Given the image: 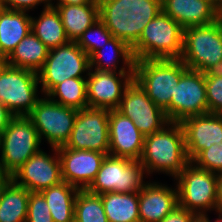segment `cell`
Here are the masks:
<instances>
[{
  "instance_id": "6da1fadb",
  "label": "cell",
  "mask_w": 222,
  "mask_h": 222,
  "mask_svg": "<svg viewBox=\"0 0 222 222\" xmlns=\"http://www.w3.org/2000/svg\"><path fill=\"white\" fill-rule=\"evenodd\" d=\"M99 19L130 48L139 40L144 27L162 11L161 0H98Z\"/></svg>"
},
{
  "instance_id": "7a4b0ae2",
  "label": "cell",
  "mask_w": 222,
  "mask_h": 222,
  "mask_svg": "<svg viewBox=\"0 0 222 222\" xmlns=\"http://www.w3.org/2000/svg\"><path fill=\"white\" fill-rule=\"evenodd\" d=\"M139 161L145 175L163 172L175 179L190 162L181 123L169 122L160 131L146 136Z\"/></svg>"
},
{
  "instance_id": "3957f363",
  "label": "cell",
  "mask_w": 222,
  "mask_h": 222,
  "mask_svg": "<svg viewBox=\"0 0 222 222\" xmlns=\"http://www.w3.org/2000/svg\"><path fill=\"white\" fill-rule=\"evenodd\" d=\"M188 68L180 59H144L135 61L134 80L160 107L169 120V104L181 75Z\"/></svg>"
},
{
  "instance_id": "277c9868",
  "label": "cell",
  "mask_w": 222,
  "mask_h": 222,
  "mask_svg": "<svg viewBox=\"0 0 222 222\" xmlns=\"http://www.w3.org/2000/svg\"><path fill=\"white\" fill-rule=\"evenodd\" d=\"M180 60L191 70L222 71V17L208 25L184 29Z\"/></svg>"
},
{
  "instance_id": "5b68a950",
  "label": "cell",
  "mask_w": 222,
  "mask_h": 222,
  "mask_svg": "<svg viewBox=\"0 0 222 222\" xmlns=\"http://www.w3.org/2000/svg\"><path fill=\"white\" fill-rule=\"evenodd\" d=\"M184 29L165 12L160 11L145 27L131 48L137 60L180 59Z\"/></svg>"
},
{
  "instance_id": "8992f818",
  "label": "cell",
  "mask_w": 222,
  "mask_h": 222,
  "mask_svg": "<svg viewBox=\"0 0 222 222\" xmlns=\"http://www.w3.org/2000/svg\"><path fill=\"white\" fill-rule=\"evenodd\" d=\"M178 190V205L198 216L215 210L218 213V175L189 162L175 178Z\"/></svg>"
},
{
  "instance_id": "52a82bcc",
  "label": "cell",
  "mask_w": 222,
  "mask_h": 222,
  "mask_svg": "<svg viewBox=\"0 0 222 222\" xmlns=\"http://www.w3.org/2000/svg\"><path fill=\"white\" fill-rule=\"evenodd\" d=\"M41 140L27 116H14L0 134V169L13 175L29 158L38 153Z\"/></svg>"
},
{
  "instance_id": "ba28073f",
  "label": "cell",
  "mask_w": 222,
  "mask_h": 222,
  "mask_svg": "<svg viewBox=\"0 0 222 222\" xmlns=\"http://www.w3.org/2000/svg\"><path fill=\"white\" fill-rule=\"evenodd\" d=\"M89 70V56L76 41L50 49L43 67L38 72L40 92L46 95L55 85L66 79L87 78L82 74H88Z\"/></svg>"
},
{
  "instance_id": "9c48e42d",
  "label": "cell",
  "mask_w": 222,
  "mask_h": 222,
  "mask_svg": "<svg viewBox=\"0 0 222 222\" xmlns=\"http://www.w3.org/2000/svg\"><path fill=\"white\" fill-rule=\"evenodd\" d=\"M38 73L9 65L0 67V102L14 116H27L37 101Z\"/></svg>"
},
{
  "instance_id": "30bf717a",
  "label": "cell",
  "mask_w": 222,
  "mask_h": 222,
  "mask_svg": "<svg viewBox=\"0 0 222 222\" xmlns=\"http://www.w3.org/2000/svg\"><path fill=\"white\" fill-rule=\"evenodd\" d=\"M144 174L140 161L107 155L87 190L94 194L139 192L147 183Z\"/></svg>"
},
{
  "instance_id": "8fae6325",
  "label": "cell",
  "mask_w": 222,
  "mask_h": 222,
  "mask_svg": "<svg viewBox=\"0 0 222 222\" xmlns=\"http://www.w3.org/2000/svg\"><path fill=\"white\" fill-rule=\"evenodd\" d=\"M77 112V109L56 103L45 95L40 97L27 117L37 129L41 142L46 139L51 148H58L68 141Z\"/></svg>"
},
{
  "instance_id": "7c38bea8",
  "label": "cell",
  "mask_w": 222,
  "mask_h": 222,
  "mask_svg": "<svg viewBox=\"0 0 222 222\" xmlns=\"http://www.w3.org/2000/svg\"><path fill=\"white\" fill-rule=\"evenodd\" d=\"M67 147L109 155V110L84 108L78 110Z\"/></svg>"
},
{
  "instance_id": "4fadbf2b",
  "label": "cell",
  "mask_w": 222,
  "mask_h": 222,
  "mask_svg": "<svg viewBox=\"0 0 222 222\" xmlns=\"http://www.w3.org/2000/svg\"><path fill=\"white\" fill-rule=\"evenodd\" d=\"M208 113L205 74L187 69L175 86L169 104V122L181 123L188 117Z\"/></svg>"
},
{
  "instance_id": "5bb4252c",
  "label": "cell",
  "mask_w": 222,
  "mask_h": 222,
  "mask_svg": "<svg viewBox=\"0 0 222 222\" xmlns=\"http://www.w3.org/2000/svg\"><path fill=\"white\" fill-rule=\"evenodd\" d=\"M117 110L129 117L145 137L160 131L169 123L165 112L135 80L126 88Z\"/></svg>"
},
{
  "instance_id": "9a60e30c",
  "label": "cell",
  "mask_w": 222,
  "mask_h": 222,
  "mask_svg": "<svg viewBox=\"0 0 222 222\" xmlns=\"http://www.w3.org/2000/svg\"><path fill=\"white\" fill-rule=\"evenodd\" d=\"M86 76L88 107L107 110L118 109L126 88L134 80V72L90 69Z\"/></svg>"
},
{
  "instance_id": "2e32d148",
  "label": "cell",
  "mask_w": 222,
  "mask_h": 222,
  "mask_svg": "<svg viewBox=\"0 0 222 222\" xmlns=\"http://www.w3.org/2000/svg\"><path fill=\"white\" fill-rule=\"evenodd\" d=\"M51 150L55 152L53 157L42 149L34 154L12 175V180L30 192H40L60 184L63 180L58 151L55 147Z\"/></svg>"
},
{
  "instance_id": "e0dca14e",
  "label": "cell",
  "mask_w": 222,
  "mask_h": 222,
  "mask_svg": "<svg viewBox=\"0 0 222 222\" xmlns=\"http://www.w3.org/2000/svg\"><path fill=\"white\" fill-rule=\"evenodd\" d=\"M62 180L78 189H87L96 177L105 153L58 147Z\"/></svg>"
},
{
  "instance_id": "ac0fdd59",
  "label": "cell",
  "mask_w": 222,
  "mask_h": 222,
  "mask_svg": "<svg viewBox=\"0 0 222 222\" xmlns=\"http://www.w3.org/2000/svg\"><path fill=\"white\" fill-rule=\"evenodd\" d=\"M145 136L117 109L109 110V155L139 161Z\"/></svg>"
},
{
  "instance_id": "d6986e66",
  "label": "cell",
  "mask_w": 222,
  "mask_h": 222,
  "mask_svg": "<svg viewBox=\"0 0 222 222\" xmlns=\"http://www.w3.org/2000/svg\"><path fill=\"white\" fill-rule=\"evenodd\" d=\"M187 157L192 161L202 150L222 142V115L206 113L181 122Z\"/></svg>"
},
{
  "instance_id": "ffe728a7",
  "label": "cell",
  "mask_w": 222,
  "mask_h": 222,
  "mask_svg": "<svg viewBox=\"0 0 222 222\" xmlns=\"http://www.w3.org/2000/svg\"><path fill=\"white\" fill-rule=\"evenodd\" d=\"M162 11L183 29L217 21L221 10L210 0H161Z\"/></svg>"
},
{
  "instance_id": "44dd1931",
  "label": "cell",
  "mask_w": 222,
  "mask_h": 222,
  "mask_svg": "<svg viewBox=\"0 0 222 222\" xmlns=\"http://www.w3.org/2000/svg\"><path fill=\"white\" fill-rule=\"evenodd\" d=\"M178 206L177 186L150 182L139 191L140 222H160Z\"/></svg>"
},
{
  "instance_id": "7402d4cb",
  "label": "cell",
  "mask_w": 222,
  "mask_h": 222,
  "mask_svg": "<svg viewBox=\"0 0 222 222\" xmlns=\"http://www.w3.org/2000/svg\"><path fill=\"white\" fill-rule=\"evenodd\" d=\"M67 38L77 41L83 32L99 20V3L56 4Z\"/></svg>"
},
{
  "instance_id": "603a6c76",
  "label": "cell",
  "mask_w": 222,
  "mask_h": 222,
  "mask_svg": "<svg viewBox=\"0 0 222 222\" xmlns=\"http://www.w3.org/2000/svg\"><path fill=\"white\" fill-rule=\"evenodd\" d=\"M31 32V16L26 11L4 9L0 5V48L8 57Z\"/></svg>"
},
{
  "instance_id": "cb8c5ba5",
  "label": "cell",
  "mask_w": 222,
  "mask_h": 222,
  "mask_svg": "<svg viewBox=\"0 0 222 222\" xmlns=\"http://www.w3.org/2000/svg\"><path fill=\"white\" fill-rule=\"evenodd\" d=\"M49 50L31 31L7 57V65L38 73L45 63Z\"/></svg>"
},
{
  "instance_id": "d4e9b609",
  "label": "cell",
  "mask_w": 222,
  "mask_h": 222,
  "mask_svg": "<svg viewBox=\"0 0 222 222\" xmlns=\"http://www.w3.org/2000/svg\"><path fill=\"white\" fill-rule=\"evenodd\" d=\"M106 47V48H105ZM108 48V50H106ZM112 50H110V49ZM105 49V50H104ZM111 55L104 61L105 52ZM114 55V56H113ZM119 57H122V67H118ZM90 69L108 72H134L135 59L132 54V49L121 39L112 37L107 43L95 51L90 57ZM104 61V62H103ZM126 69V70H125Z\"/></svg>"
},
{
  "instance_id": "484cf974",
  "label": "cell",
  "mask_w": 222,
  "mask_h": 222,
  "mask_svg": "<svg viewBox=\"0 0 222 222\" xmlns=\"http://www.w3.org/2000/svg\"><path fill=\"white\" fill-rule=\"evenodd\" d=\"M79 189L67 182L43 189L53 222H74L75 198Z\"/></svg>"
},
{
  "instance_id": "4316f807",
  "label": "cell",
  "mask_w": 222,
  "mask_h": 222,
  "mask_svg": "<svg viewBox=\"0 0 222 222\" xmlns=\"http://www.w3.org/2000/svg\"><path fill=\"white\" fill-rule=\"evenodd\" d=\"M100 195L108 222H140L139 192Z\"/></svg>"
},
{
  "instance_id": "83f0119b",
  "label": "cell",
  "mask_w": 222,
  "mask_h": 222,
  "mask_svg": "<svg viewBox=\"0 0 222 222\" xmlns=\"http://www.w3.org/2000/svg\"><path fill=\"white\" fill-rule=\"evenodd\" d=\"M31 17V31L49 48L67 44V38L61 17L53 6L43 8L39 18Z\"/></svg>"
},
{
  "instance_id": "f1b7e54d",
  "label": "cell",
  "mask_w": 222,
  "mask_h": 222,
  "mask_svg": "<svg viewBox=\"0 0 222 222\" xmlns=\"http://www.w3.org/2000/svg\"><path fill=\"white\" fill-rule=\"evenodd\" d=\"M30 191L13 180L0 199V222H26Z\"/></svg>"
},
{
  "instance_id": "f546056e",
  "label": "cell",
  "mask_w": 222,
  "mask_h": 222,
  "mask_svg": "<svg viewBox=\"0 0 222 222\" xmlns=\"http://www.w3.org/2000/svg\"><path fill=\"white\" fill-rule=\"evenodd\" d=\"M46 96L63 106L77 110L87 108L86 78L66 79L55 85Z\"/></svg>"
},
{
  "instance_id": "4dcf8cb0",
  "label": "cell",
  "mask_w": 222,
  "mask_h": 222,
  "mask_svg": "<svg viewBox=\"0 0 222 222\" xmlns=\"http://www.w3.org/2000/svg\"><path fill=\"white\" fill-rule=\"evenodd\" d=\"M74 222H108L100 194L79 189L75 198Z\"/></svg>"
},
{
  "instance_id": "1f68e13d",
  "label": "cell",
  "mask_w": 222,
  "mask_h": 222,
  "mask_svg": "<svg viewBox=\"0 0 222 222\" xmlns=\"http://www.w3.org/2000/svg\"><path fill=\"white\" fill-rule=\"evenodd\" d=\"M112 37V33L99 19L83 32L76 43L90 57L95 51L103 47Z\"/></svg>"
},
{
  "instance_id": "d6a6232c",
  "label": "cell",
  "mask_w": 222,
  "mask_h": 222,
  "mask_svg": "<svg viewBox=\"0 0 222 222\" xmlns=\"http://www.w3.org/2000/svg\"><path fill=\"white\" fill-rule=\"evenodd\" d=\"M204 74L208 113L222 115V71H210Z\"/></svg>"
},
{
  "instance_id": "836d02e7",
  "label": "cell",
  "mask_w": 222,
  "mask_h": 222,
  "mask_svg": "<svg viewBox=\"0 0 222 222\" xmlns=\"http://www.w3.org/2000/svg\"><path fill=\"white\" fill-rule=\"evenodd\" d=\"M191 162L211 173H222V142L202 150Z\"/></svg>"
},
{
  "instance_id": "e575fe53",
  "label": "cell",
  "mask_w": 222,
  "mask_h": 222,
  "mask_svg": "<svg viewBox=\"0 0 222 222\" xmlns=\"http://www.w3.org/2000/svg\"><path fill=\"white\" fill-rule=\"evenodd\" d=\"M26 222H53L50 209L40 192H30Z\"/></svg>"
},
{
  "instance_id": "d590c367",
  "label": "cell",
  "mask_w": 222,
  "mask_h": 222,
  "mask_svg": "<svg viewBox=\"0 0 222 222\" xmlns=\"http://www.w3.org/2000/svg\"><path fill=\"white\" fill-rule=\"evenodd\" d=\"M44 3V8L50 7L51 0H0V5L4 9L19 10L29 12L39 4Z\"/></svg>"
},
{
  "instance_id": "8d00e7d4",
  "label": "cell",
  "mask_w": 222,
  "mask_h": 222,
  "mask_svg": "<svg viewBox=\"0 0 222 222\" xmlns=\"http://www.w3.org/2000/svg\"><path fill=\"white\" fill-rule=\"evenodd\" d=\"M198 215L192 211L180 207L176 208L166 215L160 222H194Z\"/></svg>"
},
{
  "instance_id": "74e56055",
  "label": "cell",
  "mask_w": 222,
  "mask_h": 222,
  "mask_svg": "<svg viewBox=\"0 0 222 222\" xmlns=\"http://www.w3.org/2000/svg\"><path fill=\"white\" fill-rule=\"evenodd\" d=\"M14 115L8 110V108L0 102V134L8 126Z\"/></svg>"
},
{
  "instance_id": "f35d334b",
  "label": "cell",
  "mask_w": 222,
  "mask_h": 222,
  "mask_svg": "<svg viewBox=\"0 0 222 222\" xmlns=\"http://www.w3.org/2000/svg\"><path fill=\"white\" fill-rule=\"evenodd\" d=\"M11 181L12 175L0 169V199L2 197L3 191Z\"/></svg>"
},
{
  "instance_id": "ab89813d",
  "label": "cell",
  "mask_w": 222,
  "mask_h": 222,
  "mask_svg": "<svg viewBox=\"0 0 222 222\" xmlns=\"http://www.w3.org/2000/svg\"><path fill=\"white\" fill-rule=\"evenodd\" d=\"M217 205L218 212L222 213V173L218 174Z\"/></svg>"
},
{
  "instance_id": "60d3db41",
  "label": "cell",
  "mask_w": 222,
  "mask_h": 222,
  "mask_svg": "<svg viewBox=\"0 0 222 222\" xmlns=\"http://www.w3.org/2000/svg\"><path fill=\"white\" fill-rule=\"evenodd\" d=\"M53 1V0H51ZM86 3H98V0H57L56 4H76L82 5Z\"/></svg>"
},
{
  "instance_id": "b9f144b4",
  "label": "cell",
  "mask_w": 222,
  "mask_h": 222,
  "mask_svg": "<svg viewBox=\"0 0 222 222\" xmlns=\"http://www.w3.org/2000/svg\"><path fill=\"white\" fill-rule=\"evenodd\" d=\"M7 65V57L0 48V67Z\"/></svg>"
},
{
  "instance_id": "7bdbcfd3",
  "label": "cell",
  "mask_w": 222,
  "mask_h": 222,
  "mask_svg": "<svg viewBox=\"0 0 222 222\" xmlns=\"http://www.w3.org/2000/svg\"><path fill=\"white\" fill-rule=\"evenodd\" d=\"M194 222H208V215L198 216Z\"/></svg>"
},
{
  "instance_id": "ee69618b",
  "label": "cell",
  "mask_w": 222,
  "mask_h": 222,
  "mask_svg": "<svg viewBox=\"0 0 222 222\" xmlns=\"http://www.w3.org/2000/svg\"><path fill=\"white\" fill-rule=\"evenodd\" d=\"M213 4H215L220 10H222V0H210Z\"/></svg>"
},
{
  "instance_id": "f6af8a7d",
  "label": "cell",
  "mask_w": 222,
  "mask_h": 222,
  "mask_svg": "<svg viewBox=\"0 0 222 222\" xmlns=\"http://www.w3.org/2000/svg\"><path fill=\"white\" fill-rule=\"evenodd\" d=\"M208 222H211L208 217ZM214 222H222V213L218 212V218Z\"/></svg>"
}]
</instances>
